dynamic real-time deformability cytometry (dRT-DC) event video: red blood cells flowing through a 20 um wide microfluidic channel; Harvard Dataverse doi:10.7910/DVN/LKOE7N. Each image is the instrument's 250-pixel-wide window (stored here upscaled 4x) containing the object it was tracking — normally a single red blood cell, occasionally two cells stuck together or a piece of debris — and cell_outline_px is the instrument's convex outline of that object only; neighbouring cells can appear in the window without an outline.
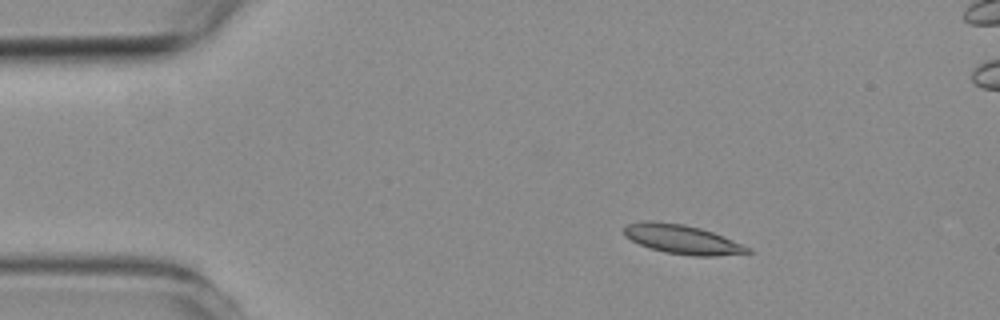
{"species": "common noctule bat (a hibernating species)", "species_latin": "Nyctalus noctula", "temperature_condition": "room temperature", "stored_images_in_passage": 4, "camera_frame_rate_fps": 3000, "um_per_image_px": 0.085, "animal": {"sex": "female", "body_mass_g": 19.3, "forearm_length_mm": 54.1}, "frame": {"image": 1, "passage_image": 1, "time_ms": 0.0, "image_size_px": [1000, 320], "cell_outline_px": [[752, 252], [716, 256], [692, 256], [664, 252], [648, 248], [624, 236], [624, 228], [628, 224], [644, 220], [656, 220], [684, 224], [700, 228], [712, 232], [752, 248]], "centroid_in_image_um": [57.96, 20.34], "position_along_channel_um": 27.0, "area_um2": 21.1}}
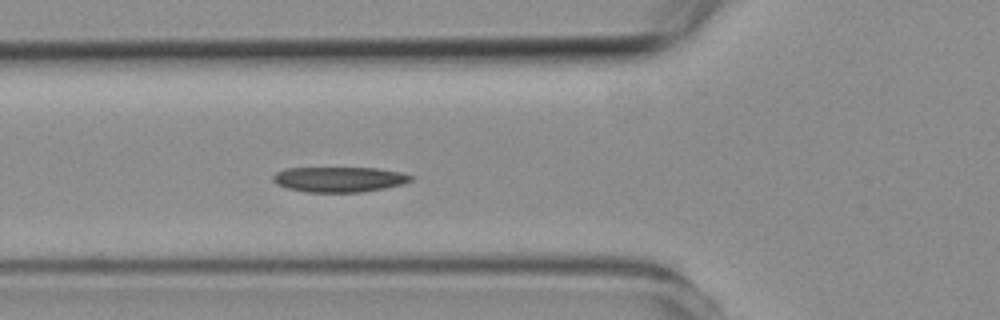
{"frame": {"image": 2, "passage_image": 4, "time_ms": 3.333, "image_size_px": [1000, 320], "cell_outline_px": [[412, 180], [404, 184], [384, 188], [360, 192], [304, 192], [288, 188], [276, 184], [272, 180], [272, 176], [276, 172], [284, 168], [376, 168], [400, 172], [412, 176]], "centroid_in_image_um": [28.8, 15.24], "position_along_channel_um": 97.0, "area_um2": 20.29}}